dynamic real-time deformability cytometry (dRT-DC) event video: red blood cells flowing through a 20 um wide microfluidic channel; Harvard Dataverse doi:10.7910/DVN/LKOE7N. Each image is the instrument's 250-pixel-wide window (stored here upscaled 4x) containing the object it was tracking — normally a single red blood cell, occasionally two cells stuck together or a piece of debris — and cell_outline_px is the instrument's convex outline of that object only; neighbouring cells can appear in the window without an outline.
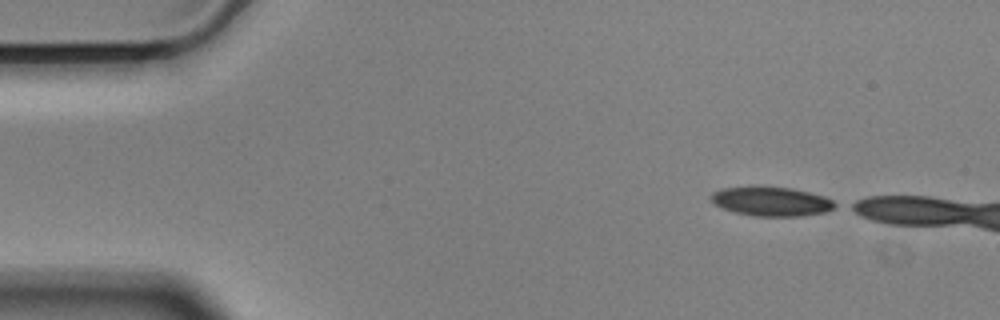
{"species": "Egyptian fruit bat (a non-hibernating species)", "species_latin": "Rousettus aegyptiacus", "temperature_condition": "cold", "stored_images_in_passage": 9, "camera_frame_rate_fps": 3000, "um_per_image_px": 0.085, "animal": {"sex": "male"}, "frame": {"image": 1, "passage_image": 1, "time_ms": 0.0, "image_size_px": [1000, 320], "cell_outline_px": [[840, 204], [836, 208], [828, 212], [800, 216], [756, 216], [736, 212], [724, 208], [716, 204], [712, 200], [712, 192], [720, 188], [748, 184], [760, 184], [792, 188], [824, 196]], "centroid_in_image_um": [65.59, 17.07], "position_along_channel_um": 19.4, "area_um2": 21.85}}